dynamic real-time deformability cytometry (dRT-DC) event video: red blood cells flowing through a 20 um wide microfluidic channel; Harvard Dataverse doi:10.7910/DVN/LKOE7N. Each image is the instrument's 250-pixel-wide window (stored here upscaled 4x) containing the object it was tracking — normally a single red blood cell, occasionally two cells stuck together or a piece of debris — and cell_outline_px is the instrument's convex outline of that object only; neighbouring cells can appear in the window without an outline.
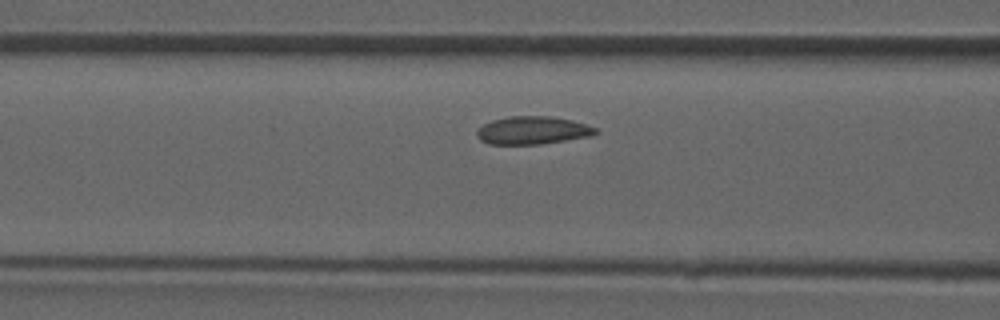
{"species": "common noctule bat (a hibernating species)", "species_latin": "Nyctalus noctula", "temperature_condition": "room temperature", "stored_images_in_passage": 13, "camera_frame_rate_fps": 3000, "um_per_image_px": 0.085, "animal": {"sex": "male", "forearm_length_mm": 52.5}, "frame": {"image": 1, "passage_image": 11, "time_ms": 3.333, "image_size_px": [1000, 320], "cell_outline_px": [[600, 132], [592, 136], [540, 144], [488, 144], [480, 140], [476, 136], [476, 132], [484, 124], [492, 120], [508, 116], [548, 116], [572, 120], [596, 128]], "centroid_in_image_um": [45.27, 11.08], "position_along_channel_um": 121.3, "area_um2": 19.31}}